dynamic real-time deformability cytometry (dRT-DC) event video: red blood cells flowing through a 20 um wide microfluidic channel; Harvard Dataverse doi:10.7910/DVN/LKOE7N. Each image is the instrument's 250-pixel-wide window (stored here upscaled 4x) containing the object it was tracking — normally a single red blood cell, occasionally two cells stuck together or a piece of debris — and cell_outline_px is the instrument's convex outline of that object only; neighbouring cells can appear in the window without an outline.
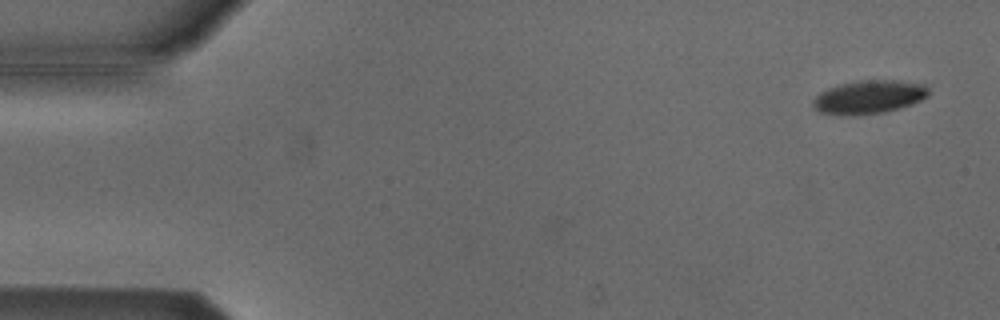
{"species": "Egyptian fruit bat (a non-hibernating species)", "species_latin": "Rousettus aegyptiacus", "temperature_condition": "cold", "stored_images_in_passage": 7, "camera_frame_rate_fps": 3000, "um_per_image_px": 0.085, "animal": {"sex": "male"}, "frame": {"image": 1, "passage_image": 1, "time_ms": 0.0, "image_size_px": [1000, 320], "cell_outline_px": [[928, 96], [912, 104], [900, 108], [884, 112], [856, 116], [820, 112], [812, 104], [812, 100], [820, 92], [828, 88], [840, 84], [856, 80], [892, 80], [924, 84], [928, 88]], "centroid_in_image_um": [73.85, 8.24], "position_along_channel_um": 11.1, "area_um2": 22.48}}
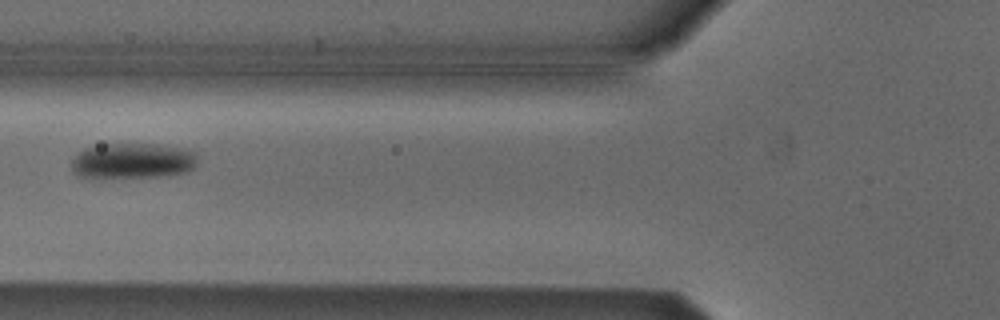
{"frame": {"image": 2, "passage_image": 6, "time_ms": 1.667, "image_size_px": [1000, 320], "cell_outline_px": [[196, 164], [188, 172], [160, 176], [76, 176], [72, 168], [72, 160], [84, 148], [104, 144], [160, 144], [180, 148], [196, 152]], "centroid_in_image_um": [11.31, 13.65], "position_along_channel_um": 114.5, "area_um2": 25.55}}
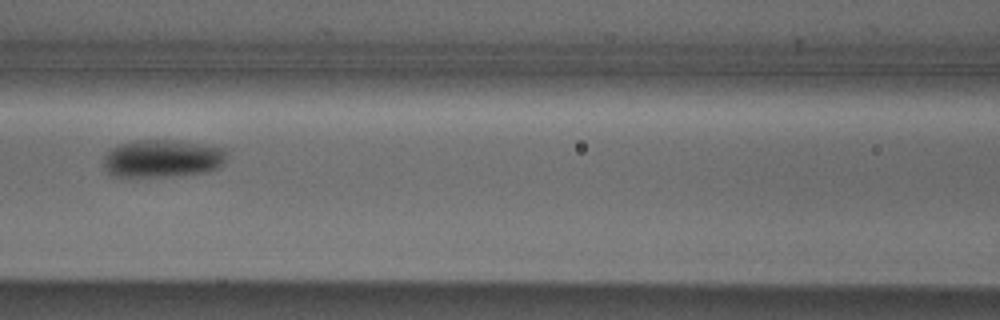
{"frame": {"image": 3, "passage_image": 7, "time_ms": 2.0, "image_size_px": [1000, 320], "cell_outline_px": [[228, 148], [224, 160], [216, 168], [204, 172], [168, 176], [112, 176], [104, 168], [104, 156], [112, 148], [120, 144], [136, 140], [180, 140]], "centroid_in_image_um": [13.81, 13.45], "position_along_channel_um": 152.8, "area_um2": 26.99}}